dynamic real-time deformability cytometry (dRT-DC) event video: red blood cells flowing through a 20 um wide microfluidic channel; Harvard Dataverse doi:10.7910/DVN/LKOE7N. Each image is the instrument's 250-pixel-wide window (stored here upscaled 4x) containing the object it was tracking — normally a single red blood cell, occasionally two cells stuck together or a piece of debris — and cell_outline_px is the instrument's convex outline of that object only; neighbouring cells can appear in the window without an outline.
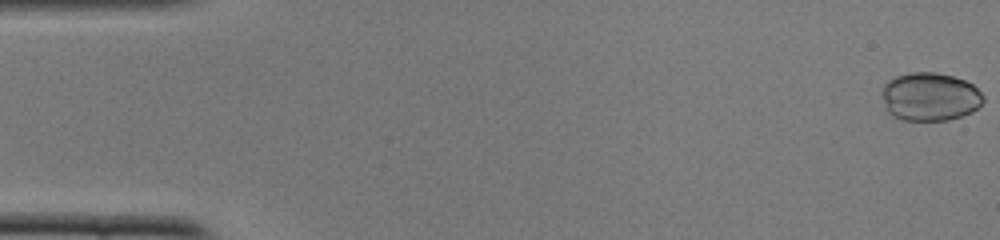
{"species": "common noctule bat (a hibernating species)", "species_latin": "Nyctalus noctula", "temperature_condition": "cold", "stored_images_in_passage": 51, "camera_frame_rate_fps": 3000, "um_per_image_px": 0.085, "animal": {"sex": "female", "body_mass_g": 22.0, "forearm_length_mm": 56.7}, "frame": {"image": 1, "passage_image": 1, "time_ms": 0.0, "image_size_px": [1000, 240], "cell_outline_px": [[984, 100], [972, 112], [948, 120], [904, 120], [892, 116], [884, 108], [880, 92], [884, 84], [888, 80], [896, 76], [912, 72], [936, 72], [952, 76], [964, 80], [972, 84], [984, 96]], "centroid_in_image_um": [78.99, 8.22], "position_along_channel_um": 6.0, "area_um2": 28.73}}
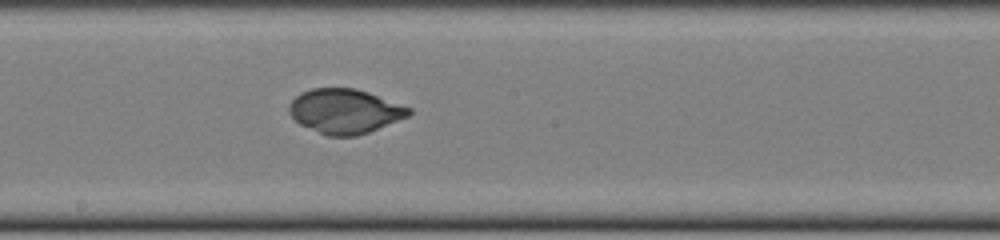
{"frame": {"image": 2, "passage_image": 28, "time_ms": 9.0, "image_size_px": [1000, 240], "cell_outline_px": [[412, 112], [408, 116], [368, 132], [356, 136], [328, 136], [300, 124], [288, 112], [288, 104], [300, 92], [312, 88], [356, 88], [368, 92], [412, 108]], "centroid_in_image_um": [29.29, 9.44], "position_along_channel_um": 218.9, "area_um2": 30.92}}
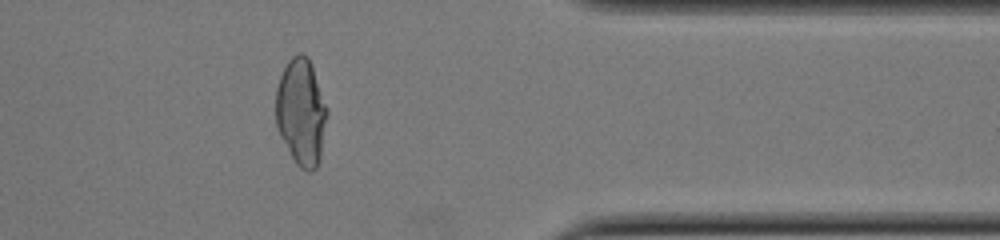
{"frame": {"image": 3, "passage_image": 42, "time_ms": 13.667, "image_size_px": [1000, 240], "cell_outline_px": [[328, 112], [320, 160], [316, 168], [312, 172], [308, 172], [300, 168], [296, 164], [280, 136], [276, 124], [276, 88], [280, 76], [288, 60], [292, 56], [300, 52], [308, 56], [312, 64], [328, 108]], "centroid_in_image_um": [25.61, 9.52], "position_along_channel_um": 385.8, "area_um2": 32.31}}